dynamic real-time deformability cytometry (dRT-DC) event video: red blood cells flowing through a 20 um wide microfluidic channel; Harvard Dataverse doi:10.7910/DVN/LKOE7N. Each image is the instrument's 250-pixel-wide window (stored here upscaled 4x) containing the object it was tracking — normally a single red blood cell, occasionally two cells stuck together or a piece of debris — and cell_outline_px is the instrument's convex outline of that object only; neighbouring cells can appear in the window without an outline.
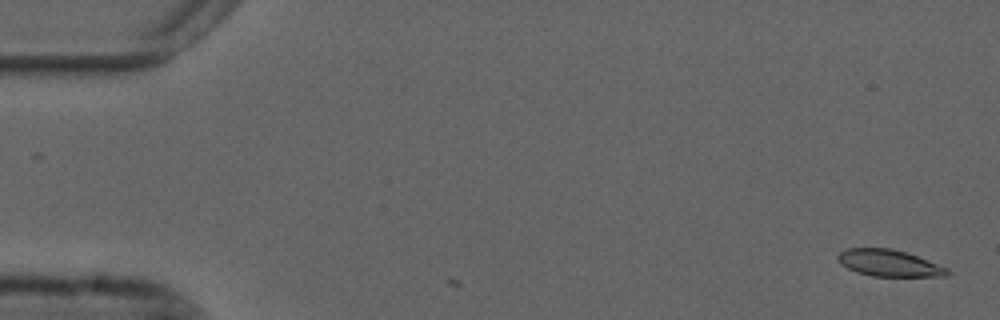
{"species": "common noctule bat (a hibernating species)", "species_latin": "Nyctalus noctula", "temperature_condition": "cold", "stored_images_in_passage": 2, "camera_frame_rate_fps": 3000, "um_per_image_px": 0.085, "animal": {"sex": "male", "forearm_length_mm": 52.5}, "frame": {"image": 1, "passage_image": 2, "time_ms": 0.333, "image_size_px": [1000, 320], "cell_outline_px": [[952, 272], [948, 276], [872, 276], [856, 272], [848, 268], [836, 256], [840, 252], [848, 248], [892, 248], [916, 256], [948, 268]], "centroid_in_image_um": [75.6, 22.37], "position_along_channel_um": 9.4, "area_um2": 16.76}}